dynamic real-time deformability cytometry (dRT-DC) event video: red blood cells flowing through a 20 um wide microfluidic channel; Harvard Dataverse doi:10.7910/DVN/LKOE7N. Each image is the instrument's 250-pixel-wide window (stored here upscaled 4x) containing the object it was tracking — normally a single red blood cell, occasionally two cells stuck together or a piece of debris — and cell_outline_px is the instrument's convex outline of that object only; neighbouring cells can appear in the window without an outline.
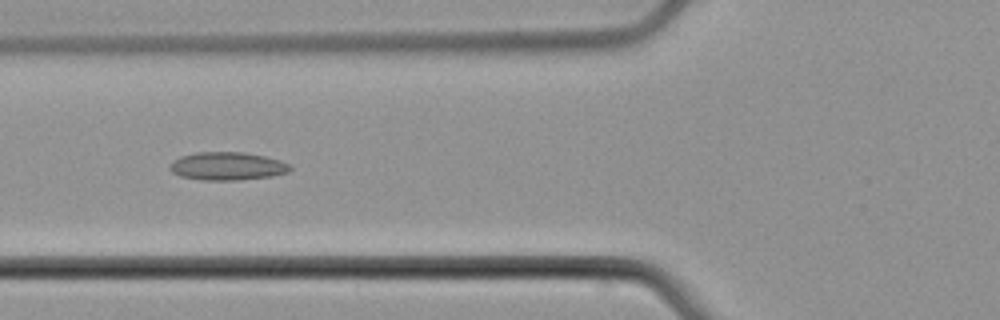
{"species": "common noctule bat (a hibernating species)", "species_latin": "Nyctalus noctula", "temperature_condition": "cold", "stored_images_in_passage": 6, "camera_frame_rate_fps": 3000, "um_per_image_px": 0.085, "animal": {"sex": "male", "body_mass_g": 21.5, "forearm_length_mm": 52.0}, "frame": {"image": 1, "passage_image": 5, "time_ms": 4.667, "image_size_px": [1000, 320], "cell_outline_px": [[292, 168], [288, 172], [272, 176], [240, 180], [200, 180], [180, 176], [172, 172], [168, 168], [180, 156], [196, 152], [244, 152], [264, 156], [280, 160], [288, 164]], "centroid_in_image_um": [19.33, 14.12], "position_along_channel_um": 106.5, "area_um2": 19.65}}
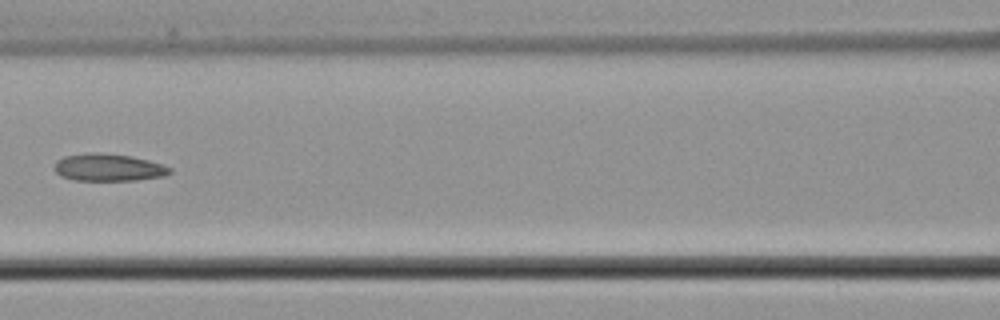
{"frame": {"image": 2, "passage_image": 6, "time_ms": 6.0, "image_size_px": [1000, 320], "cell_outline_px": [[172, 172], [164, 176], [136, 180], [76, 180], [60, 176], [52, 168], [56, 160], [64, 156], [92, 152], [100, 152], [132, 156], [148, 160], [172, 168]], "centroid_in_image_um": [9.19, 14.22], "position_along_channel_um": 157.4, "area_um2": 18.5}}